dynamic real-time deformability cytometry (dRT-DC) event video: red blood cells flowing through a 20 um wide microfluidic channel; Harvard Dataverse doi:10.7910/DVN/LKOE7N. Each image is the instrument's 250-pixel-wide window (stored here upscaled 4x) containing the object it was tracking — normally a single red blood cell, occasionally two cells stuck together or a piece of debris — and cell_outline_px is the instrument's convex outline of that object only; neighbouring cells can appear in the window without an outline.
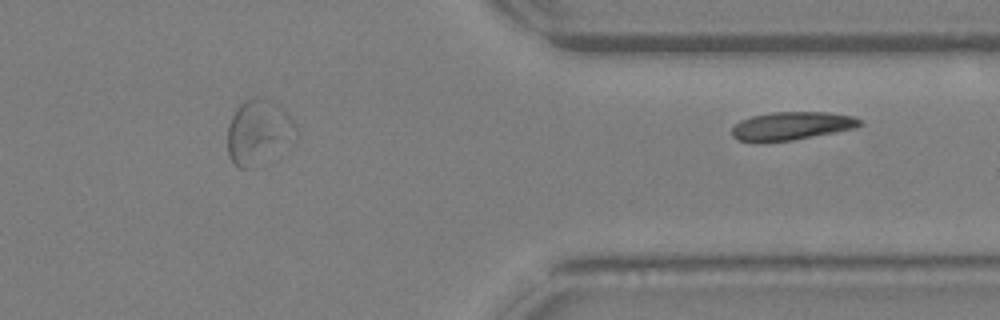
{"species": "Egyptian fruit bat (a non-hibernating species)", "species_latin": "Rousettus aegyptiacus", "temperature_condition": "warm", "stored_images_in_passage": 23, "segment_of_instrument_passage": [2, 2], "camera_frame_rate_fps": 3000, "um_per_image_px": 0.085, "animal": {"sex": "female"}, "frame": {"image": 1, "passage_image": 23, "time_ms": 7.333, "image_size_px": [1000, 320], "cell_outline_px": [[864, 124], [856, 128], [792, 140], [760, 144], [752, 144], [736, 140], [732, 136], [732, 128], [740, 120], [752, 116], [772, 112], [832, 112], [852, 116], [860, 120]], "centroid_in_image_um": [67.23, 10.73], "position_along_channel_um": 344.2, "area_um2": 21.56}}